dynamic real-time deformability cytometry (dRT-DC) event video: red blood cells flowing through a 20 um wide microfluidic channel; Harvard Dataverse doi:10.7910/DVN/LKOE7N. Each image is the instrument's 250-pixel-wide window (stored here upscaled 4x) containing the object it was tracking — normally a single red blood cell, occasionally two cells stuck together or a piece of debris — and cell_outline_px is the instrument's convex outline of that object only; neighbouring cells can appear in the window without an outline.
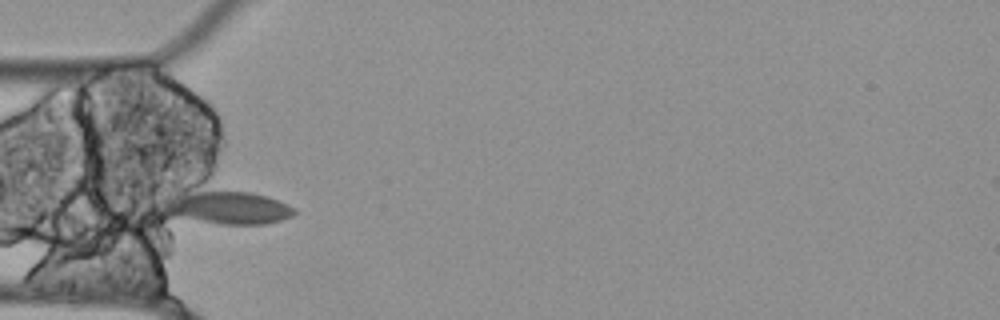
{"species": "Egyptian fruit bat (a non-hibernating species)", "species_latin": "Rousettus aegyptiacus", "temperature_condition": "cold", "stored_images_in_passage": 37, "camera_frame_rate_fps": 3000, "um_per_image_px": 0.085, "animal": {"sex": "female"}, "frame": {"image": 1, "passage_image": 1, "time_ms": 0.0, "image_size_px": [1000, 320], "cell_outline_px": [[296, 212], [292, 216], [280, 220], [264, 224], [224, 224], [168, 216], [164, 204], [164, 196], [200, 180], [252, 192], [268, 196], [296, 208]], "centroid_in_image_um": [19.11, 17.44], "position_along_channel_um": 65.9, "area_um2": 28.5}}
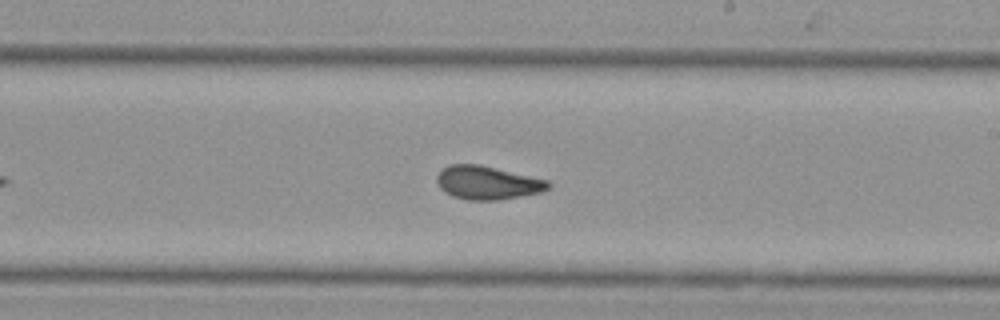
{"frame": {"image": 2, "passage_image": 16, "time_ms": 5.0, "image_size_px": [1000, 320], "cell_outline_px": [[552, 188], [544, 192], [500, 200], [468, 200], [452, 196], [444, 192], [440, 188], [436, 180], [436, 176], [448, 164], [480, 164], [548, 180], [552, 184]], "centroid_in_image_um": [41.47, 15.54], "position_along_channel_um": 247.5, "area_um2": 22.02}}
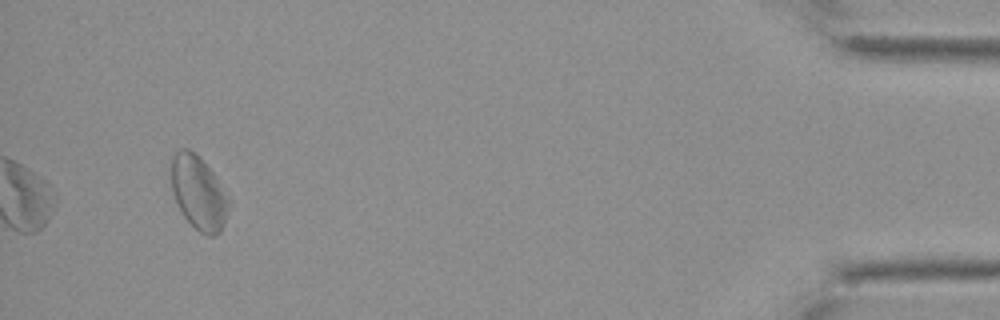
{"frame": {"image": 3, "passage_image": 37, "time_ms": 12.0, "image_size_px": [1000, 320], "cell_outline_px": [[228, 212], [224, 224], [220, 232], [212, 236], [208, 236], [200, 232], [184, 216], [172, 192], [168, 168], [172, 156], [180, 148], [188, 148], [196, 152], [212, 172], [228, 200]], "centroid_in_image_um": [16.81, 16.33], "position_along_channel_um": 418.4, "area_um2": 24.62}, "authors_computed_cell_mechanics": {"area_um2": 21.8484, "velocity_mm_per_s": 3.4714, "shape_relaxation_time_tau1_ms": null, "shape_relaxation_time_tau2_ms": 3.3501, "deformation_change_tau1": null, "deformation_change_tau2": 0.0533}}